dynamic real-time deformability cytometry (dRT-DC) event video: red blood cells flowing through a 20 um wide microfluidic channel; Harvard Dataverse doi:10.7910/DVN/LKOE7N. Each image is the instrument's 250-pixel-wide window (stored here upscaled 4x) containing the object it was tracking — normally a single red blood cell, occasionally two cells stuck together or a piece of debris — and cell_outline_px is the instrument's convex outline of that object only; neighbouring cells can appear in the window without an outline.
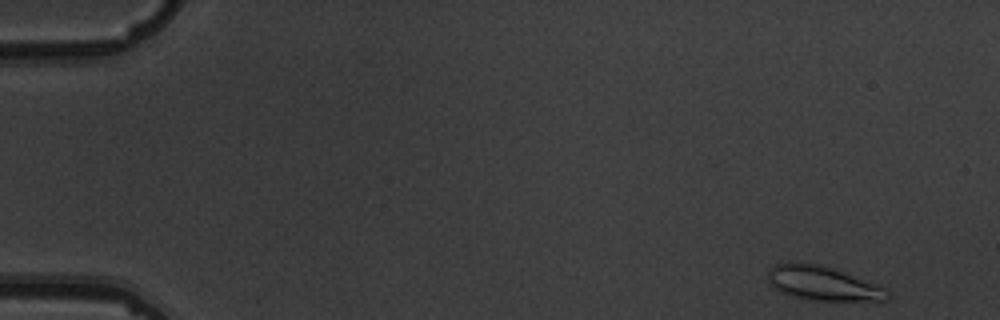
{"species": "common noctule bat (a hibernating species)", "species_latin": "Nyctalus noctula", "temperature_condition": "warm", "stored_images_in_passage": 4, "camera_frame_rate_fps": 3000, "um_per_image_px": 0.085, "animal": {"sex": "male", "body_mass_g": 19.5, "forearm_length_mm": 54.6}, "frame": {"image": 1, "passage_image": 1, "time_ms": 0.0, "image_size_px": [1000, 320], "cell_outline_px": [[888, 300], [816, 300], [792, 296], [780, 292], [768, 280], [768, 268], [776, 264], [788, 260], [816, 264], [840, 272], [872, 284], [888, 292]], "centroid_in_image_um": [69.78, 24.07], "position_along_channel_um": 15.2, "area_um2": 22.89}}
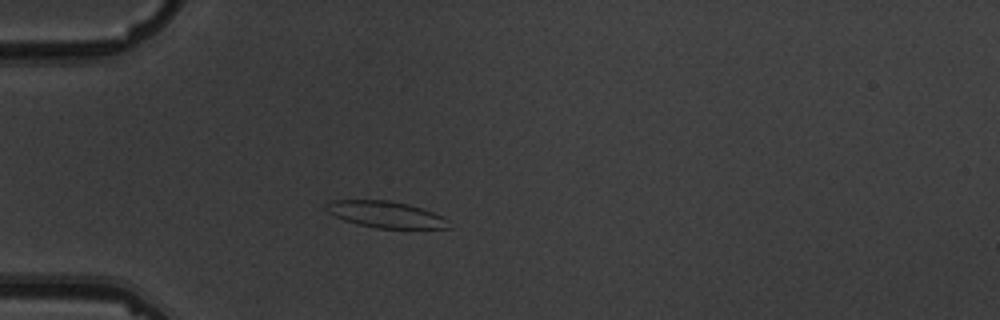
{"frame": {"image": 2, "passage_image": 4, "time_ms": 4.333, "image_size_px": [1000, 320], "cell_outline_px": [[452, 228], [376, 228], [356, 224], [344, 220], [328, 212], [324, 208], [332, 200], [388, 200], [408, 204], [432, 212], [448, 220]], "centroid_in_image_um": [32.78, 18.23], "position_along_channel_um": 52.2, "area_um2": 18.73}}